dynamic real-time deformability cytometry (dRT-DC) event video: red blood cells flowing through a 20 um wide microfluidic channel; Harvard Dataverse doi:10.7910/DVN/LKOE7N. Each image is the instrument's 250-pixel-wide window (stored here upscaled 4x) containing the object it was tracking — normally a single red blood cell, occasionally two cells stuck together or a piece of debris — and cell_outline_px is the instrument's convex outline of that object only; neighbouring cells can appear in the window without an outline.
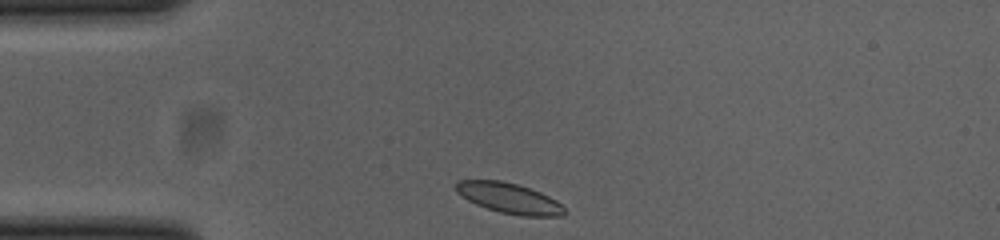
{"species": "common noctule bat (a hibernating species)", "species_latin": "Nyctalus noctula", "temperature_condition": "cold", "stored_images_in_passage": 32, "camera_frame_rate_fps": 3000, "um_per_image_px": 0.085, "animal": {"sex": "female", "body_mass_g": 23.0, "forearm_length_mm": 53.4}, "frame": {"image": 1, "passage_image": 1, "time_ms": 0.0, "image_size_px": [1000, 240], "cell_outline_px": [[564, 216], [520, 216], [500, 212], [476, 204], [468, 200], [456, 192], [456, 180], [500, 180], [516, 184], [540, 192], [556, 200], [564, 208]], "centroid_in_image_um": [43.26, 16.84], "position_along_channel_um": 41.7, "area_um2": 19.02}}
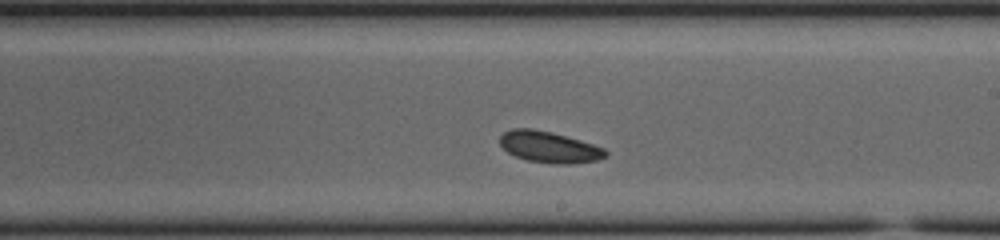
{"frame": {"image": 2, "passage_image": 19, "time_ms": 6.0, "image_size_px": [1000, 240], "cell_outline_px": [[608, 156], [596, 160], [572, 164], [556, 164], [528, 160], [516, 156], [508, 152], [500, 144], [500, 136], [504, 132], [512, 128], [532, 128], [552, 132], [580, 140], [604, 148], [608, 152]], "centroid_in_image_um": [46.69, 12.49], "position_along_channel_um": 242.3, "area_um2": 19.19}}
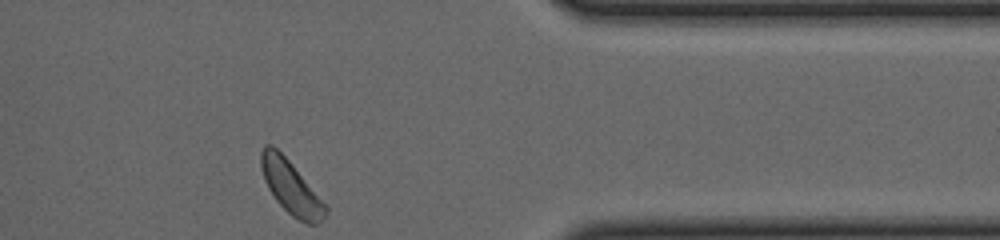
{"frame": {"image": 3, "passage_image": 32, "time_ms": 10.333, "image_size_px": [1000, 240], "cell_outline_px": [[328, 212], [324, 220], [320, 224], [308, 224], [292, 216], [276, 200], [268, 188], [264, 180], [260, 168], [260, 152], [264, 144], [272, 144], [288, 160], [328, 208]], "centroid_in_image_um": [24.71, 15.93], "position_along_channel_um": 386.7, "area_um2": 19.77}}